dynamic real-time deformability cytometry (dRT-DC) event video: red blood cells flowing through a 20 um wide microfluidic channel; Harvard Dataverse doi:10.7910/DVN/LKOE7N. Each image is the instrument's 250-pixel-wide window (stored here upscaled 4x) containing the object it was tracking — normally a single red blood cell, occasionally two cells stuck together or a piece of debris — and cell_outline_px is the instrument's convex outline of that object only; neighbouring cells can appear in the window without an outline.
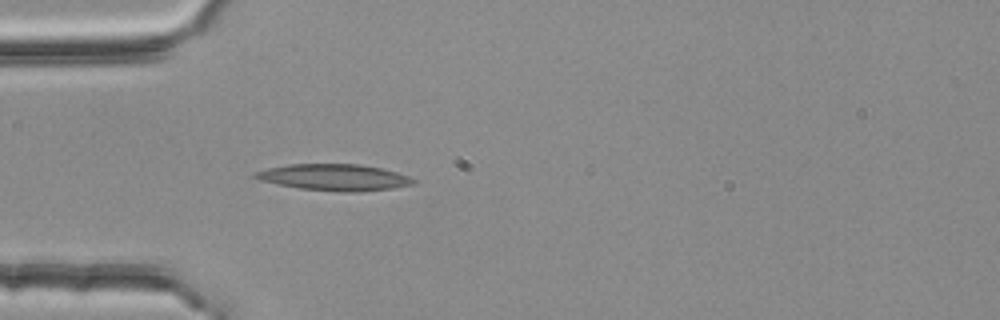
{"species": "common noctule bat (a hibernating species)", "species_latin": "Nyctalus noctula", "temperature_condition": "room temperature", "stored_images_in_passage": 3, "camera_frame_rate_fps": 3000, "um_per_image_px": 0.085, "animal": {"sex": "female", "body_mass_g": 25.1}, "frame": {"image": 1, "passage_image": 3, "time_ms": 0.667, "image_size_px": [1000, 320], "cell_outline_px": [[416, 184], [392, 188], [356, 192], [340, 192], [300, 188], [260, 180], [252, 176], [256, 172], [268, 168], [288, 164], [360, 164], [380, 168], [396, 172], [408, 176], [416, 180]], "centroid_in_image_um": [28.45, 15.07], "position_along_channel_um": 56.6, "area_um2": 24.16}}